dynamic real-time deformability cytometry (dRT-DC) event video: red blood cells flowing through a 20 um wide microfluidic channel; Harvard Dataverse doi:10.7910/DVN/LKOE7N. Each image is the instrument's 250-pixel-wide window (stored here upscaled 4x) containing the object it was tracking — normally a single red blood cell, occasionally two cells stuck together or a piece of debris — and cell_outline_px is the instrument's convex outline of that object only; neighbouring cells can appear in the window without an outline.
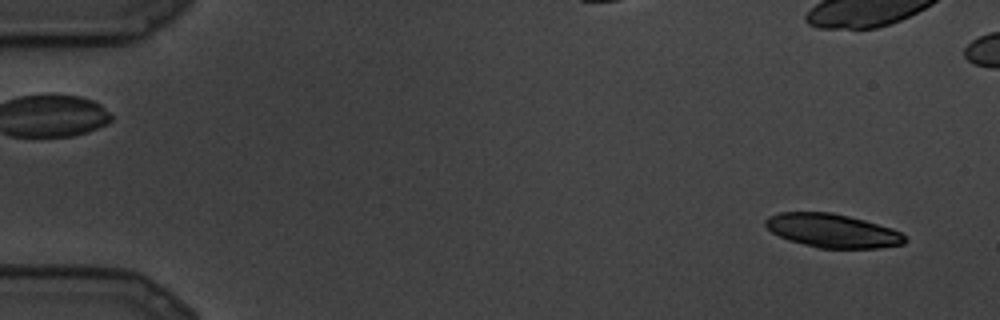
{"species": "common noctule bat (a hibernating species)", "species_latin": "Nyctalus noctula", "temperature_condition": "cold", "stored_images_in_passage": 17, "camera_frame_rate_fps": 3000, "um_per_image_px": 0.085, "animal": {"sex": "male", "body_mass_g": 19.5, "forearm_length_mm": 54.6}, "frame": {"image": 1, "passage_image": 1, "time_ms": 0.0, "image_size_px": [1000, 320], "cell_outline_px": [[908, 240], [904, 244], [880, 248], [820, 248], [788, 240], [772, 232], [764, 224], [764, 220], [768, 216], [780, 212], [832, 212], [864, 220], [892, 228], [908, 236]], "centroid_in_image_um": [70.79, 19.61], "position_along_channel_um": 14.2, "area_um2": 27.46}}